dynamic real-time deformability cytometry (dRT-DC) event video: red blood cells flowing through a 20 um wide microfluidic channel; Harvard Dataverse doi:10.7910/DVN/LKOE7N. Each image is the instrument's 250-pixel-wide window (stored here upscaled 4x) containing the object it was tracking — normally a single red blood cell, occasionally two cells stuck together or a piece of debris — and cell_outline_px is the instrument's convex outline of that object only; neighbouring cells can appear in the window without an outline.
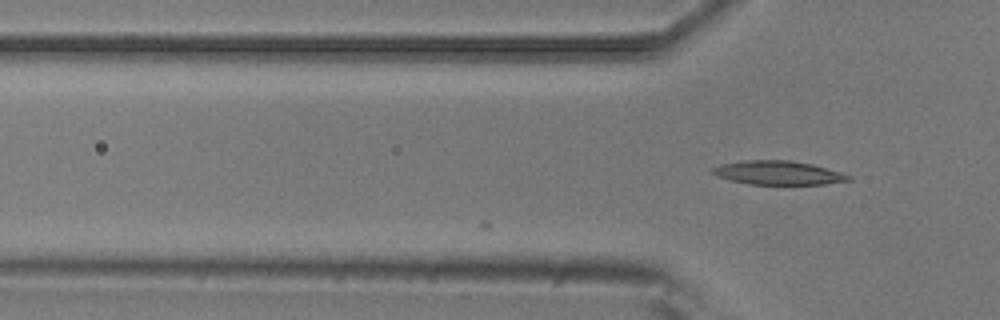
{"species": "common noctule bat (a hibernating species)", "species_latin": "Nyctalus noctula", "temperature_condition": "room temperature", "stored_images_in_passage": 3, "camera_frame_rate_fps": 3000, "um_per_image_px": 0.085, "animal": {"sex": "male", "body_mass_g": 20.5, "forearm_length_mm": 52.5}, "frame": {"image": 1, "passage_image": 3, "time_ms": 0.667, "image_size_px": [1000, 320], "cell_outline_px": [[852, 180], [824, 184], [748, 184], [716, 176], [708, 172], [708, 168], [720, 164], [744, 160], [788, 160], [812, 164], [840, 172], [852, 176]], "centroid_in_image_um": [66.07, 14.68], "position_along_channel_um": 59.7, "area_um2": 19.02}}